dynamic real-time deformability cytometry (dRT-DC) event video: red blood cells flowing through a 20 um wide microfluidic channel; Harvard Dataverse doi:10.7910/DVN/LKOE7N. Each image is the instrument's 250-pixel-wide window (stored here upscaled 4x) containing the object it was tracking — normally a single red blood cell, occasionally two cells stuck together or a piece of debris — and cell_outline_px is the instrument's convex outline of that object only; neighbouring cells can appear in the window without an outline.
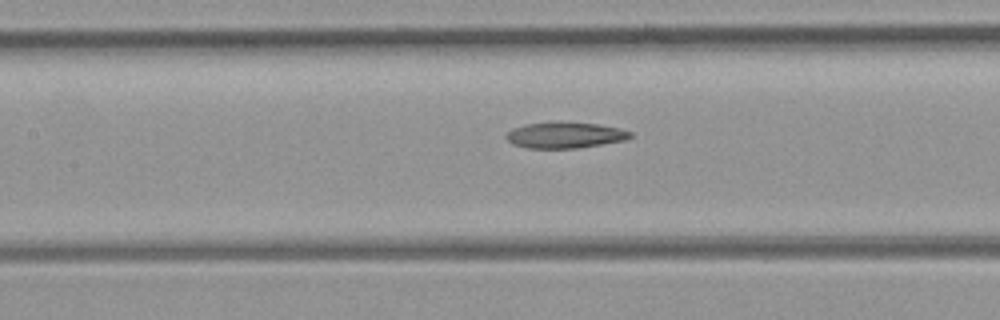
{"species": "common noctule bat (a hibernating species)", "species_latin": "Nyctalus noctula", "temperature_condition": "room temperature", "stored_images_in_passage": 15, "camera_frame_rate_fps": 3000, "um_per_image_px": 0.085, "animal": {"sex": "female", "body_mass_g": 21.9}, "frame": {"image": 1, "passage_image": 5, "time_ms": 1.333, "image_size_px": [1000, 320], "cell_outline_px": [[632, 136], [624, 140], [580, 148], [528, 148], [512, 144], [504, 136], [512, 128], [524, 124], [560, 120], [596, 124], [620, 128], [632, 132]], "centroid_in_image_um": [47.99, 11.46], "position_along_channel_um": 159.4, "area_um2": 19.19}}
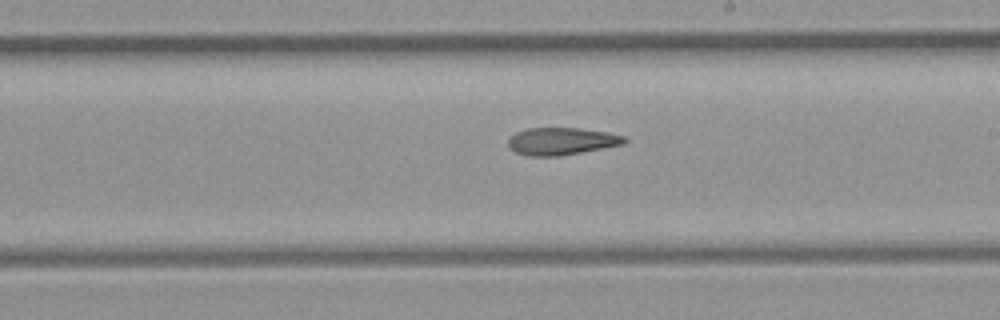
{"frame": {"image": 2, "passage_image": 11, "time_ms": 3.333, "image_size_px": [1000, 320], "cell_outline_px": [[628, 140], [624, 144], [560, 156], [528, 156], [516, 152], [508, 144], [508, 140], [516, 132], [528, 128], [580, 128], [608, 132], [624, 136]], "centroid_in_image_um": [47.76, 12.0], "position_along_channel_um": 241.2, "area_um2": 18.44}}